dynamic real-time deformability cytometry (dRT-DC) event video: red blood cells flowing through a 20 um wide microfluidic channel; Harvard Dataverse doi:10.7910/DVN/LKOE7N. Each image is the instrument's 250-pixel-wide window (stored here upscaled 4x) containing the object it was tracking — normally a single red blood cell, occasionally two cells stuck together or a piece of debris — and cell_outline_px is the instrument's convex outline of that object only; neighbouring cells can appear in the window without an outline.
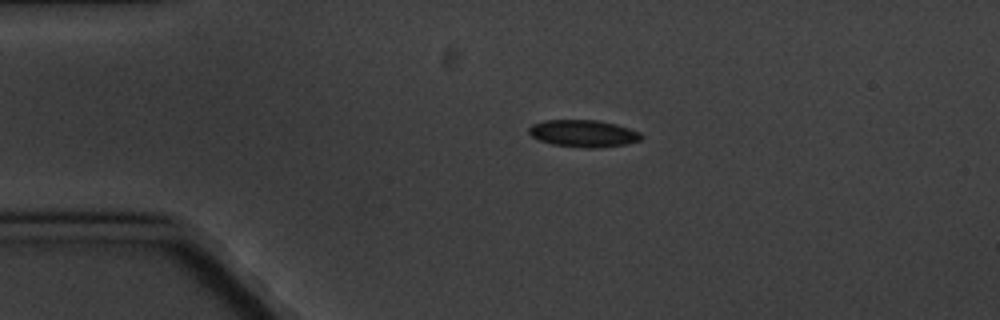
{"species": "common noctule bat (a hibernating species)", "species_latin": "Nyctalus noctula", "temperature_condition": "cold", "stored_images_in_passage": 4, "camera_frame_rate_fps": 3000, "um_per_image_px": 0.085, "animal": {"sex": "male", "body_mass_g": 20.1, "forearm_length_mm": 53.5}, "frame": {"image": 1, "passage_image": 2, "time_ms": 1.0, "image_size_px": [1000, 320], "cell_outline_px": [[644, 136], [640, 140], [624, 144], [596, 148], [588, 148], [552, 144], [540, 140], [532, 136], [528, 132], [528, 128], [532, 124], [544, 120], [596, 120], [616, 124], [640, 132]], "centroid_in_image_um": [49.58, 11.33], "position_along_channel_um": 35.4, "area_um2": 17.63}}
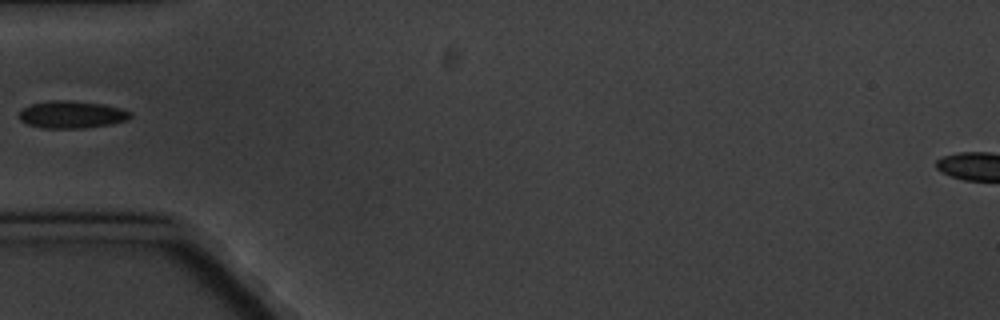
{"frame": {"image": 2, "passage_image": 4, "time_ms": 3.333, "image_size_px": [1000, 320], "cell_outline_px": [[132, 116], [128, 120], [112, 124], [84, 128], [44, 128], [28, 124], [20, 120], [20, 112], [24, 108], [32, 104], [52, 100], [64, 100], [104, 104], [120, 108], [132, 112]], "centroid_in_image_um": [6.15, 9.74], "position_along_channel_um": 78.8, "area_um2": 17.63}}